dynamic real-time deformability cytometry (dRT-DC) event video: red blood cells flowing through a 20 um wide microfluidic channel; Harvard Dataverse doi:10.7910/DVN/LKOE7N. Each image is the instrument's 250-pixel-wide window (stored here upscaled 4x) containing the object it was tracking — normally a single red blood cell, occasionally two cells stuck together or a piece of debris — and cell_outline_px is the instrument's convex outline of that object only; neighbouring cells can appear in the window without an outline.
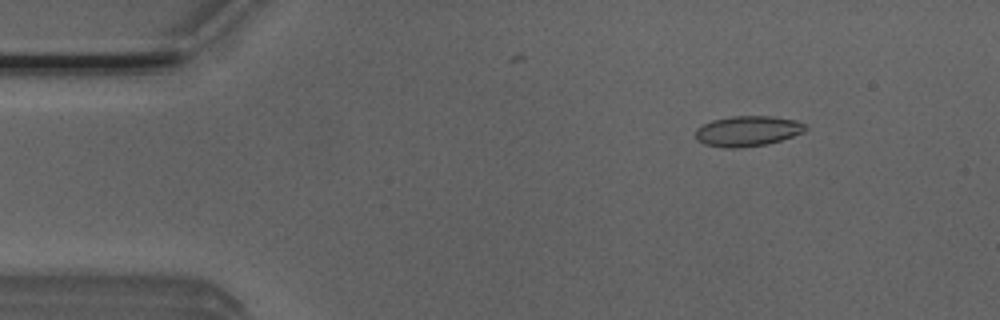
{"species": "Egyptian fruit bat (a non-hibernating species)", "species_latin": "Rousettus aegyptiacus", "temperature_condition": "room temperature", "stored_images_in_passage": 4, "camera_frame_rate_fps": 3000, "um_per_image_px": 0.085, "animal": {"sex": "male"}, "frame": {"image": 1, "passage_image": 1, "time_ms": 0.0, "image_size_px": [1000, 320], "cell_outline_px": [[808, 128], [804, 132], [768, 144], [740, 148], [724, 148], [704, 144], [696, 140], [696, 128], [712, 120], [732, 116], [772, 116], [796, 120], [808, 124]], "centroid_in_image_um": [63.57, 11.14], "position_along_channel_um": 21.4, "area_um2": 19.65}}